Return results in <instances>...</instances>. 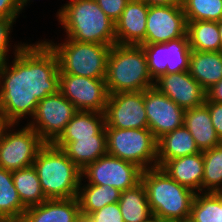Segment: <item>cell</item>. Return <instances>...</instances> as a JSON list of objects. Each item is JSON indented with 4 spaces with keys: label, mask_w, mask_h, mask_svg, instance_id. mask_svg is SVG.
Returning <instances> with one entry per match:
<instances>
[{
    "label": "cell",
    "mask_w": 222,
    "mask_h": 222,
    "mask_svg": "<svg viewBox=\"0 0 222 222\" xmlns=\"http://www.w3.org/2000/svg\"><path fill=\"white\" fill-rule=\"evenodd\" d=\"M8 124L6 122H4L1 118H0V141H1V138L3 136V132H4V129L5 127L7 126Z\"/></svg>",
    "instance_id": "40"
},
{
    "label": "cell",
    "mask_w": 222,
    "mask_h": 222,
    "mask_svg": "<svg viewBox=\"0 0 222 222\" xmlns=\"http://www.w3.org/2000/svg\"><path fill=\"white\" fill-rule=\"evenodd\" d=\"M14 22L16 21L13 19L0 16V64L9 60V50L11 51V49H13V55H15L26 44L24 42H18V44L15 43L13 46L10 43V39H12L10 33L13 32L11 30H13ZM11 46L13 48H11Z\"/></svg>",
    "instance_id": "33"
},
{
    "label": "cell",
    "mask_w": 222,
    "mask_h": 222,
    "mask_svg": "<svg viewBox=\"0 0 222 222\" xmlns=\"http://www.w3.org/2000/svg\"><path fill=\"white\" fill-rule=\"evenodd\" d=\"M154 87L184 110L206 102V90L188 71L164 74L154 81Z\"/></svg>",
    "instance_id": "16"
},
{
    "label": "cell",
    "mask_w": 222,
    "mask_h": 222,
    "mask_svg": "<svg viewBox=\"0 0 222 222\" xmlns=\"http://www.w3.org/2000/svg\"><path fill=\"white\" fill-rule=\"evenodd\" d=\"M187 21L182 5L149 6L145 44L166 43L187 37Z\"/></svg>",
    "instance_id": "14"
},
{
    "label": "cell",
    "mask_w": 222,
    "mask_h": 222,
    "mask_svg": "<svg viewBox=\"0 0 222 222\" xmlns=\"http://www.w3.org/2000/svg\"><path fill=\"white\" fill-rule=\"evenodd\" d=\"M83 222H124L119 203L109 204L90 213Z\"/></svg>",
    "instance_id": "34"
},
{
    "label": "cell",
    "mask_w": 222,
    "mask_h": 222,
    "mask_svg": "<svg viewBox=\"0 0 222 222\" xmlns=\"http://www.w3.org/2000/svg\"><path fill=\"white\" fill-rule=\"evenodd\" d=\"M144 185L153 216L168 222L189 220L195 192L173 180L162 168L143 170Z\"/></svg>",
    "instance_id": "3"
},
{
    "label": "cell",
    "mask_w": 222,
    "mask_h": 222,
    "mask_svg": "<svg viewBox=\"0 0 222 222\" xmlns=\"http://www.w3.org/2000/svg\"><path fill=\"white\" fill-rule=\"evenodd\" d=\"M58 91L56 54L43 40L26 42L11 62L0 66V118L7 124L32 119L39 100Z\"/></svg>",
    "instance_id": "1"
},
{
    "label": "cell",
    "mask_w": 222,
    "mask_h": 222,
    "mask_svg": "<svg viewBox=\"0 0 222 222\" xmlns=\"http://www.w3.org/2000/svg\"><path fill=\"white\" fill-rule=\"evenodd\" d=\"M205 104L208 106L216 134L222 142V103L206 101Z\"/></svg>",
    "instance_id": "37"
},
{
    "label": "cell",
    "mask_w": 222,
    "mask_h": 222,
    "mask_svg": "<svg viewBox=\"0 0 222 222\" xmlns=\"http://www.w3.org/2000/svg\"><path fill=\"white\" fill-rule=\"evenodd\" d=\"M59 91L78 111L105 112L109 96L105 78L59 73Z\"/></svg>",
    "instance_id": "11"
},
{
    "label": "cell",
    "mask_w": 222,
    "mask_h": 222,
    "mask_svg": "<svg viewBox=\"0 0 222 222\" xmlns=\"http://www.w3.org/2000/svg\"><path fill=\"white\" fill-rule=\"evenodd\" d=\"M148 6L182 5L183 0H143Z\"/></svg>",
    "instance_id": "39"
},
{
    "label": "cell",
    "mask_w": 222,
    "mask_h": 222,
    "mask_svg": "<svg viewBox=\"0 0 222 222\" xmlns=\"http://www.w3.org/2000/svg\"><path fill=\"white\" fill-rule=\"evenodd\" d=\"M189 220L191 222H222V193H196Z\"/></svg>",
    "instance_id": "30"
},
{
    "label": "cell",
    "mask_w": 222,
    "mask_h": 222,
    "mask_svg": "<svg viewBox=\"0 0 222 222\" xmlns=\"http://www.w3.org/2000/svg\"><path fill=\"white\" fill-rule=\"evenodd\" d=\"M186 21L222 20V0H183Z\"/></svg>",
    "instance_id": "32"
},
{
    "label": "cell",
    "mask_w": 222,
    "mask_h": 222,
    "mask_svg": "<svg viewBox=\"0 0 222 222\" xmlns=\"http://www.w3.org/2000/svg\"><path fill=\"white\" fill-rule=\"evenodd\" d=\"M12 178L19 198L26 208L39 205L47 200L33 165L13 171Z\"/></svg>",
    "instance_id": "29"
},
{
    "label": "cell",
    "mask_w": 222,
    "mask_h": 222,
    "mask_svg": "<svg viewBox=\"0 0 222 222\" xmlns=\"http://www.w3.org/2000/svg\"><path fill=\"white\" fill-rule=\"evenodd\" d=\"M85 182V183H84ZM121 191L110 185L88 184L80 182L78 200L83 220L92 212H95L106 205L117 203Z\"/></svg>",
    "instance_id": "25"
},
{
    "label": "cell",
    "mask_w": 222,
    "mask_h": 222,
    "mask_svg": "<svg viewBox=\"0 0 222 222\" xmlns=\"http://www.w3.org/2000/svg\"><path fill=\"white\" fill-rule=\"evenodd\" d=\"M20 2H21L22 8L25 10V6L26 7L29 6L28 4L33 1L32 0H20Z\"/></svg>",
    "instance_id": "43"
},
{
    "label": "cell",
    "mask_w": 222,
    "mask_h": 222,
    "mask_svg": "<svg viewBox=\"0 0 222 222\" xmlns=\"http://www.w3.org/2000/svg\"><path fill=\"white\" fill-rule=\"evenodd\" d=\"M173 180L195 193L202 192L203 152L168 160L161 167Z\"/></svg>",
    "instance_id": "19"
},
{
    "label": "cell",
    "mask_w": 222,
    "mask_h": 222,
    "mask_svg": "<svg viewBox=\"0 0 222 222\" xmlns=\"http://www.w3.org/2000/svg\"><path fill=\"white\" fill-rule=\"evenodd\" d=\"M104 115L105 127L148 128L144 91L109 94Z\"/></svg>",
    "instance_id": "13"
},
{
    "label": "cell",
    "mask_w": 222,
    "mask_h": 222,
    "mask_svg": "<svg viewBox=\"0 0 222 222\" xmlns=\"http://www.w3.org/2000/svg\"><path fill=\"white\" fill-rule=\"evenodd\" d=\"M33 167L47 199L78 196L82 170L53 143H45L36 155Z\"/></svg>",
    "instance_id": "4"
},
{
    "label": "cell",
    "mask_w": 222,
    "mask_h": 222,
    "mask_svg": "<svg viewBox=\"0 0 222 222\" xmlns=\"http://www.w3.org/2000/svg\"><path fill=\"white\" fill-rule=\"evenodd\" d=\"M218 30H219V36L221 41V51H222V20L218 22Z\"/></svg>",
    "instance_id": "42"
},
{
    "label": "cell",
    "mask_w": 222,
    "mask_h": 222,
    "mask_svg": "<svg viewBox=\"0 0 222 222\" xmlns=\"http://www.w3.org/2000/svg\"><path fill=\"white\" fill-rule=\"evenodd\" d=\"M105 81L109 94L144 91L154 87L142 46H111Z\"/></svg>",
    "instance_id": "5"
},
{
    "label": "cell",
    "mask_w": 222,
    "mask_h": 222,
    "mask_svg": "<svg viewBox=\"0 0 222 222\" xmlns=\"http://www.w3.org/2000/svg\"><path fill=\"white\" fill-rule=\"evenodd\" d=\"M144 106L148 128L157 140L184 125L185 110L155 87L144 90Z\"/></svg>",
    "instance_id": "15"
},
{
    "label": "cell",
    "mask_w": 222,
    "mask_h": 222,
    "mask_svg": "<svg viewBox=\"0 0 222 222\" xmlns=\"http://www.w3.org/2000/svg\"><path fill=\"white\" fill-rule=\"evenodd\" d=\"M105 115L96 111H77L54 142L92 138L105 128Z\"/></svg>",
    "instance_id": "24"
},
{
    "label": "cell",
    "mask_w": 222,
    "mask_h": 222,
    "mask_svg": "<svg viewBox=\"0 0 222 222\" xmlns=\"http://www.w3.org/2000/svg\"><path fill=\"white\" fill-rule=\"evenodd\" d=\"M118 203L124 222H146L153 216L141 182L122 191Z\"/></svg>",
    "instance_id": "26"
},
{
    "label": "cell",
    "mask_w": 222,
    "mask_h": 222,
    "mask_svg": "<svg viewBox=\"0 0 222 222\" xmlns=\"http://www.w3.org/2000/svg\"><path fill=\"white\" fill-rule=\"evenodd\" d=\"M20 222H83V218L77 197L57 198L28 207Z\"/></svg>",
    "instance_id": "18"
},
{
    "label": "cell",
    "mask_w": 222,
    "mask_h": 222,
    "mask_svg": "<svg viewBox=\"0 0 222 222\" xmlns=\"http://www.w3.org/2000/svg\"><path fill=\"white\" fill-rule=\"evenodd\" d=\"M203 159L202 192L222 193V142L203 151Z\"/></svg>",
    "instance_id": "31"
},
{
    "label": "cell",
    "mask_w": 222,
    "mask_h": 222,
    "mask_svg": "<svg viewBox=\"0 0 222 222\" xmlns=\"http://www.w3.org/2000/svg\"><path fill=\"white\" fill-rule=\"evenodd\" d=\"M23 10L20 0H0V16L16 21Z\"/></svg>",
    "instance_id": "36"
},
{
    "label": "cell",
    "mask_w": 222,
    "mask_h": 222,
    "mask_svg": "<svg viewBox=\"0 0 222 222\" xmlns=\"http://www.w3.org/2000/svg\"><path fill=\"white\" fill-rule=\"evenodd\" d=\"M146 222H168L162 218H158L155 216H152L149 220H147Z\"/></svg>",
    "instance_id": "41"
},
{
    "label": "cell",
    "mask_w": 222,
    "mask_h": 222,
    "mask_svg": "<svg viewBox=\"0 0 222 222\" xmlns=\"http://www.w3.org/2000/svg\"><path fill=\"white\" fill-rule=\"evenodd\" d=\"M130 0H96L101 10L114 22H116L127 3Z\"/></svg>",
    "instance_id": "35"
},
{
    "label": "cell",
    "mask_w": 222,
    "mask_h": 222,
    "mask_svg": "<svg viewBox=\"0 0 222 222\" xmlns=\"http://www.w3.org/2000/svg\"><path fill=\"white\" fill-rule=\"evenodd\" d=\"M188 73L207 91L222 79V51L192 50Z\"/></svg>",
    "instance_id": "23"
},
{
    "label": "cell",
    "mask_w": 222,
    "mask_h": 222,
    "mask_svg": "<svg viewBox=\"0 0 222 222\" xmlns=\"http://www.w3.org/2000/svg\"><path fill=\"white\" fill-rule=\"evenodd\" d=\"M186 34L191 50L200 52L221 51L218 22L187 21Z\"/></svg>",
    "instance_id": "28"
},
{
    "label": "cell",
    "mask_w": 222,
    "mask_h": 222,
    "mask_svg": "<svg viewBox=\"0 0 222 222\" xmlns=\"http://www.w3.org/2000/svg\"><path fill=\"white\" fill-rule=\"evenodd\" d=\"M83 170L87 165L107 154V136L105 128L92 138L75 139L72 142H53Z\"/></svg>",
    "instance_id": "20"
},
{
    "label": "cell",
    "mask_w": 222,
    "mask_h": 222,
    "mask_svg": "<svg viewBox=\"0 0 222 222\" xmlns=\"http://www.w3.org/2000/svg\"><path fill=\"white\" fill-rule=\"evenodd\" d=\"M206 101L222 103V79L206 91Z\"/></svg>",
    "instance_id": "38"
},
{
    "label": "cell",
    "mask_w": 222,
    "mask_h": 222,
    "mask_svg": "<svg viewBox=\"0 0 222 222\" xmlns=\"http://www.w3.org/2000/svg\"><path fill=\"white\" fill-rule=\"evenodd\" d=\"M8 124L0 141V167L16 171L33 165L45 142L28 124ZM19 130H17V129Z\"/></svg>",
    "instance_id": "8"
},
{
    "label": "cell",
    "mask_w": 222,
    "mask_h": 222,
    "mask_svg": "<svg viewBox=\"0 0 222 222\" xmlns=\"http://www.w3.org/2000/svg\"><path fill=\"white\" fill-rule=\"evenodd\" d=\"M105 130L108 155L134 163L142 170L157 167V139L149 128Z\"/></svg>",
    "instance_id": "7"
},
{
    "label": "cell",
    "mask_w": 222,
    "mask_h": 222,
    "mask_svg": "<svg viewBox=\"0 0 222 222\" xmlns=\"http://www.w3.org/2000/svg\"><path fill=\"white\" fill-rule=\"evenodd\" d=\"M56 54L59 73L105 78L111 46L66 38L62 43L43 40Z\"/></svg>",
    "instance_id": "6"
},
{
    "label": "cell",
    "mask_w": 222,
    "mask_h": 222,
    "mask_svg": "<svg viewBox=\"0 0 222 222\" xmlns=\"http://www.w3.org/2000/svg\"><path fill=\"white\" fill-rule=\"evenodd\" d=\"M149 6L143 0H130L115 22L116 44L143 45Z\"/></svg>",
    "instance_id": "17"
},
{
    "label": "cell",
    "mask_w": 222,
    "mask_h": 222,
    "mask_svg": "<svg viewBox=\"0 0 222 222\" xmlns=\"http://www.w3.org/2000/svg\"><path fill=\"white\" fill-rule=\"evenodd\" d=\"M60 91L39 100L33 118L27 123L45 143H53L77 113Z\"/></svg>",
    "instance_id": "9"
},
{
    "label": "cell",
    "mask_w": 222,
    "mask_h": 222,
    "mask_svg": "<svg viewBox=\"0 0 222 222\" xmlns=\"http://www.w3.org/2000/svg\"><path fill=\"white\" fill-rule=\"evenodd\" d=\"M56 13L66 38L108 46L116 44L115 22L96 0H69Z\"/></svg>",
    "instance_id": "2"
},
{
    "label": "cell",
    "mask_w": 222,
    "mask_h": 222,
    "mask_svg": "<svg viewBox=\"0 0 222 222\" xmlns=\"http://www.w3.org/2000/svg\"><path fill=\"white\" fill-rule=\"evenodd\" d=\"M26 209L14 186L12 171L0 167V219L20 222Z\"/></svg>",
    "instance_id": "27"
},
{
    "label": "cell",
    "mask_w": 222,
    "mask_h": 222,
    "mask_svg": "<svg viewBox=\"0 0 222 222\" xmlns=\"http://www.w3.org/2000/svg\"><path fill=\"white\" fill-rule=\"evenodd\" d=\"M200 152L185 125L165 134L157 140V167L168 160Z\"/></svg>",
    "instance_id": "22"
},
{
    "label": "cell",
    "mask_w": 222,
    "mask_h": 222,
    "mask_svg": "<svg viewBox=\"0 0 222 222\" xmlns=\"http://www.w3.org/2000/svg\"><path fill=\"white\" fill-rule=\"evenodd\" d=\"M184 125L191 133L196 146L201 152L214 148L221 143L213 127L208 106L205 103L185 110Z\"/></svg>",
    "instance_id": "21"
},
{
    "label": "cell",
    "mask_w": 222,
    "mask_h": 222,
    "mask_svg": "<svg viewBox=\"0 0 222 222\" xmlns=\"http://www.w3.org/2000/svg\"><path fill=\"white\" fill-rule=\"evenodd\" d=\"M142 171L134 163L106 154L82 170L81 181L95 185H110L122 192L134 188L141 182Z\"/></svg>",
    "instance_id": "10"
},
{
    "label": "cell",
    "mask_w": 222,
    "mask_h": 222,
    "mask_svg": "<svg viewBox=\"0 0 222 222\" xmlns=\"http://www.w3.org/2000/svg\"><path fill=\"white\" fill-rule=\"evenodd\" d=\"M141 46L146 53L148 71L153 81L164 74L188 71L192 53L188 37Z\"/></svg>",
    "instance_id": "12"
}]
</instances>
